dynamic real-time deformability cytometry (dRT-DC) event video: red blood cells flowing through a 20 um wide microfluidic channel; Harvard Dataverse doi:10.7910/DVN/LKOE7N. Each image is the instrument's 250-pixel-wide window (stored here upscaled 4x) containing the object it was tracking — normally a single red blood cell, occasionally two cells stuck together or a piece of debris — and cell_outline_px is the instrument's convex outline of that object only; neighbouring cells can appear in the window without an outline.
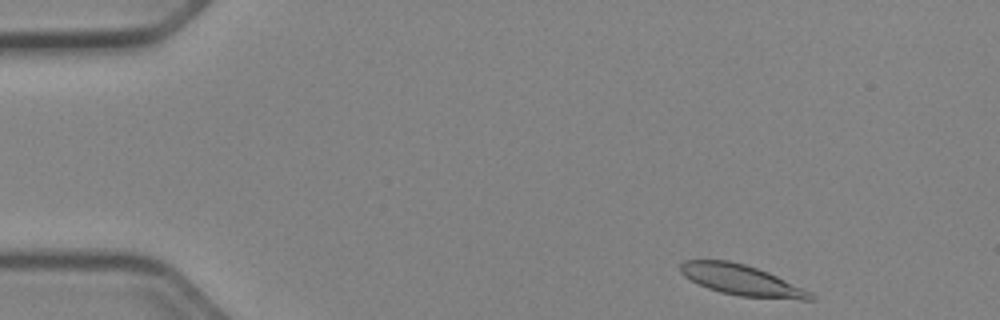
{"species": "Egyptian fruit bat (a non-hibernating species)", "species_latin": "Rousettus aegyptiacus", "temperature_condition": "cold", "stored_images_in_passage": 47, "camera_frame_rate_fps": 3000, "um_per_image_px": 0.085, "animal": {"sex": "female"}, "frame": {"image": 1, "passage_image": 1, "time_ms": 0.0, "image_size_px": [1000, 320], "cell_outline_px": [[816, 300], [800, 300], [740, 296], [720, 292], [708, 288], [684, 276], [680, 272], [680, 264], [684, 260], [728, 260], [744, 264], [768, 272], [812, 292], [816, 296]], "centroid_in_image_um": [63.07, 23.82], "position_along_channel_um": 21.9, "area_um2": 23.18}}
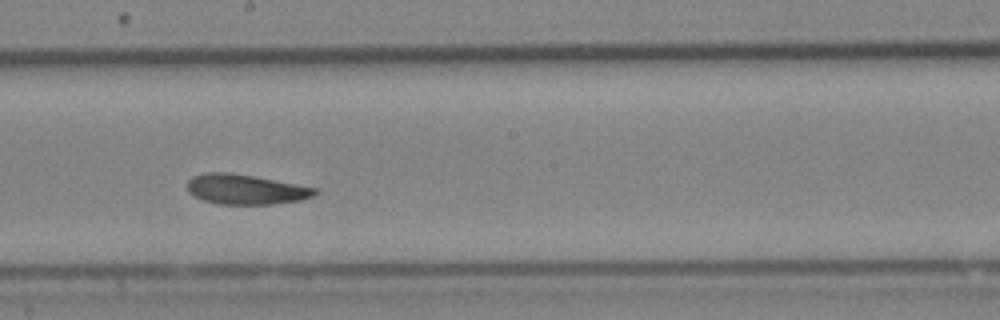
{"frame": {"image": 2, "passage_image": 24, "time_ms": 7.667, "image_size_px": [1000, 320], "cell_outline_px": [[316, 192], [312, 196], [300, 200], [272, 204], [216, 204], [204, 200], [188, 192], [188, 180], [192, 176], [204, 172], [228, 172], [252, 176], [316, 188]], "centroid_in_image_um": [20.82, 16.09], "position_along_channel_um": 227.4, "area_um2": 21.96}}
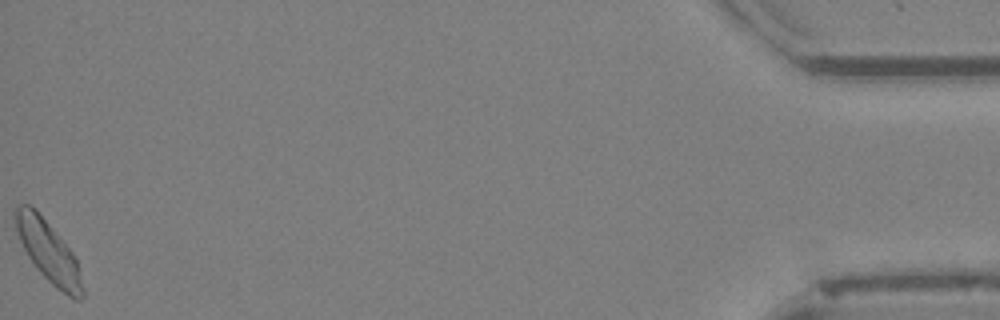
{"frame": {"image": 3, "passage_image": 47, "time_ms": 15.333, "image_size_px": [1000, 320], "cell_outline_px": [[84, 296], [80, 300], [76, 300], [68, 296], [56, 288], [36, 268], [28, 256], [20, 240], [16, 228], [12, 212], [20, 204], [28, 204], [48, 224], [72, 252], [76, 260], [84, 288]], "centroid_in_image_um": [4.11, 21.43], "position_along_channel_um": 431.1, "area_um2": 23.35}, "authors_computed_cell_mechanics": {"area_um2": 23.12, "velocity_mm_per_s": 3.8852, "shape_relaxation_time_tau1_ms": 4.1594, "shape_relaxation_time_tau2_ms": 2.8874, "deformation_change_tau1": 0.1089, "deformation_change_tau2": 0.0766}}